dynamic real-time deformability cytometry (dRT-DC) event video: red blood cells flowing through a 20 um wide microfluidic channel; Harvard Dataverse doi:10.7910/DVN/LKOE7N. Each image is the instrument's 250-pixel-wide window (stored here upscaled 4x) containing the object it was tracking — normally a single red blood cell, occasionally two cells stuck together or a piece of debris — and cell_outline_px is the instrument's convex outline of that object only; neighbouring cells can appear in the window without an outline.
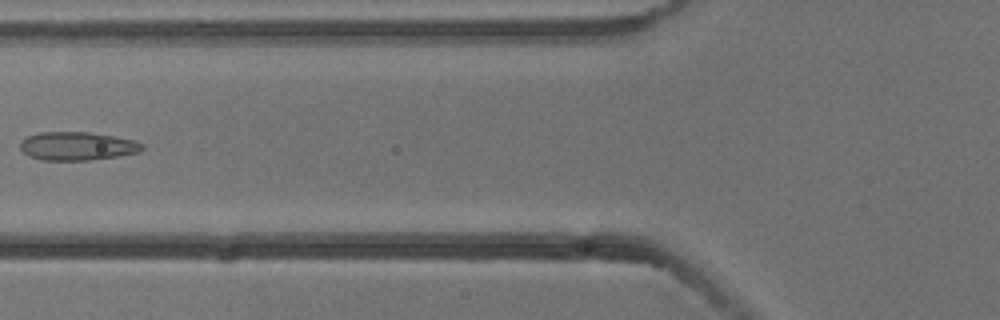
{"species": "common noctule bat (a hibernating species)", "species_latin": "Nyctalus noctula", "temperature_condition": "cold", "stored_images_in_passage": 6, "camera_frame_rate_fps": 3000, "um_per_image_px": 0.085, "animal": {"sex": "male", "body_mass_g": 13.3}, "frame": {"image": 1, "passage_image": 5, "time_ms": 1.333, "image_size_px": [1000, 320], "cell_outline_px": [[144, 148], [140, 152], [116, 156], [88, 160], [40, 160], [28, 156], [20, 148], [20, 144], [28, 136], [40, 132], [88, 132], [112, 136], [132, 140], [144, 144]], "centroid_in_image_um": [6.56, 12.42], "position_along_channel_um": 119.2, "area_um2": 20.0}}
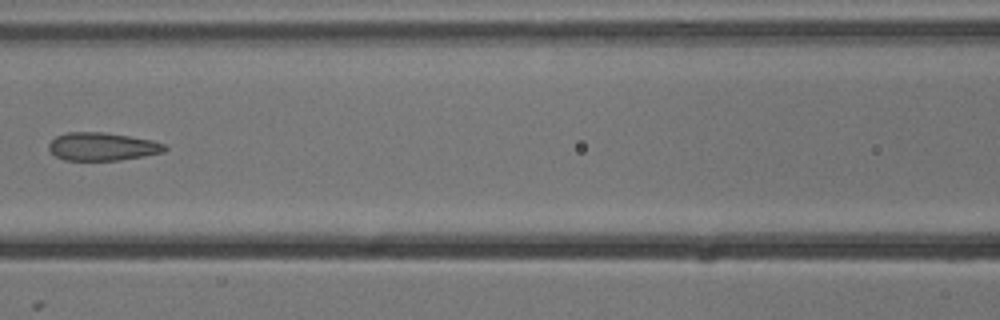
{"frame": {"image": 2, "passage_image": 6, "time_ms": 1.667, "image_size_px": [1000, 320], "cell_outline_px": [[168, 148], [164, 152], [144, 156], [120, 160], [64, 160], [56, 156], [48, 148], [48, 144], [56, 136], [68, 132], [104, 132], [152, 140], [164, 144]], "centroid_in_image_um": [8.7, 12.46], "position_along_channel_um": 157.9, "area_um2": 18.9}}